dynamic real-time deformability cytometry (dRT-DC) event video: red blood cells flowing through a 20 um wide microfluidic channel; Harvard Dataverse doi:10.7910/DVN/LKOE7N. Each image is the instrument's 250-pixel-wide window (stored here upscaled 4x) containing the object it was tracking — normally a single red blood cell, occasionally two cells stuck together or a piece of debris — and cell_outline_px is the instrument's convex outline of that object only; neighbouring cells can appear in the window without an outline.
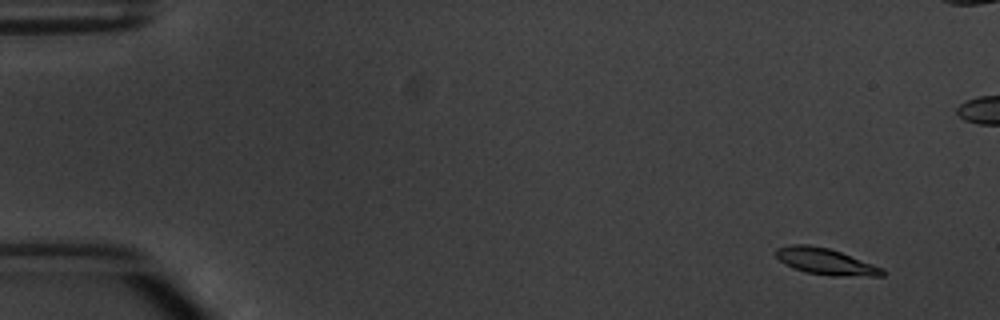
{"species": "common noctule bat (a hibernating species)", "species_latin": "Nyctalus noctula", "temperature_condition": "warm", "stored_images_in_passage": 7, "camera_frame_rate_fps": 3000, "um_per_image_px": 0.085, "animal": {"sex": "male", "body_mass_g": 20.1, "forearm_length_mm": 53.5}, "frame": {"image": 1, "passage_image": 2, "time_ms": 1.333, "image_size_px": [1000, 320], "cell_outline_px": [[884, 276], [832, 276], [808, 272], [792, 268], [784, 264], [776, 256], [776, 248], [792, 244], [808, 244], [828, 248], [840, 252], [884, 268]], "centroid_in_image_um": [70.17, 22.23], "position_along_channel_um": 14.8, "area_um2": 16.3}}